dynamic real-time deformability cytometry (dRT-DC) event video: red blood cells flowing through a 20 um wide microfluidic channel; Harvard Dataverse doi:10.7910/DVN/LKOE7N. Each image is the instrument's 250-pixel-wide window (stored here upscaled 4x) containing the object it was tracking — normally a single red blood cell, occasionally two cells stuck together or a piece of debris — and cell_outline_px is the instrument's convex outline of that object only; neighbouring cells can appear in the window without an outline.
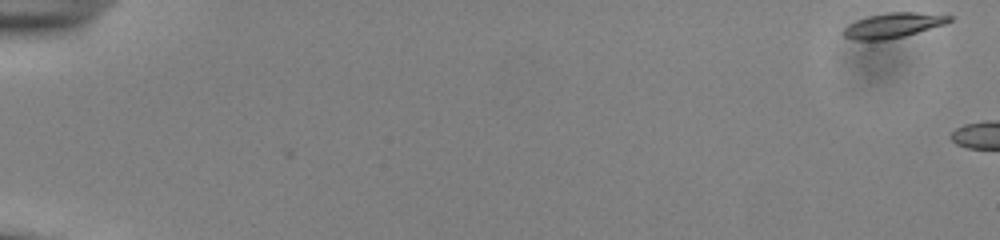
{"species": "common noctule bat (a hibernating species)", "species_latin": "Nyctalus noctula", "temperature_condition": "cold", "stored_images_in_passage": 2, "camera_frame_rate_fps": 3000, "um_per_image_px": 0.085, "animal": {"sex": "male", "body_mass_g": 13.0, "forearm_length_mm": 53.1}, "frame": {"image": 1, "passage_image": 1, "time_ms": 0.0, "image_size_px": [1000, 240], "cell_outline_px": [[952, 20], [944, 24], [904, 36], [884, 40], [856, 40], [844, 36], [844, 28], [848, 24], [856, 20], [868, 16], [888, 12], [916, 12], [952, 16]], "centroid_in_image_um": [75.89, 2.15], "position_along_channel_um": 9.1, "area_um2": 15.14}}